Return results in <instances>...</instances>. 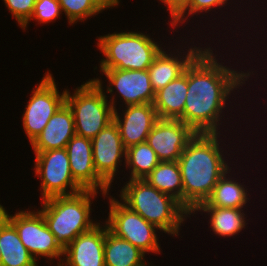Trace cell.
Masks as SVG:
<instances>
[{
    "label": "cell",
    "mask_w": 267,
    "mask_h": 266,
    "mask_svg": "<svg viewBox=\"0 0 267 266\" xmlns=\"http://www.w3.org/2000/svg\"><path fill=\"white\" fill-rule=\"evenodd\" d=\"M216 56L206 47L188 65L183 122L195 133H220L219 121L229 95L252 75L224 66Z\"/></svg>",
    "instance_id": "obj_1"
},
{
    "label": "cell",
    "mask_w": 267,
    "mask_h": 266,
    "mask_svg": "<svg viewBox=\"0 0 267 266\" xmlns=\"http://www.w3.org/2000/svg\"><path fill=\"white\" fill-rule=\"evenodd\" d=\"M220 135L196 133L177 161L183 185V206L190 213L206 201L218 180L231 170L219 146L223 142L219 140Z\"/></svg>",
    "instance_id": "obj_2"
},
{
    "label": "cell",
    "mask_w": 267,
    "mask_h": 266,
    "mask_svg": "<svg viewBox=\"0 0 267 266\" xmlns=\"http://www.w3.org/2000/svg\"><path fill=\"white\" fill-rule=\"evenodd\" d=\"M119 197L126 206L141 215L147 222L171 236H178L184 220L191 216L178 200L160 192L146 179H129L122 187Z\"/></svg>",
    "instance_id": "obj_3"
},
{
    "label": "cell",
    "mask_w": 267,
    "mask_h": 266,
    "mask_svg": "<svg viewBox=\"0 0 267 266\" xmlns=\"http://www.w3.org/2000/svg\"><path fill=\"white\" fill-rule=\"evenodd\" d=\"M98 192L83 190L69 196H55L42 200L38 210L54 234L57 242L65 249L77 236L89 231L98 222L91 219V201Z\"/></svg>",
    "instance_id": "obj_4"
},
{
    "label": "cell",
    "mask_w": 267,
    "mask_h": 266,
    "mask_svg": "<svg viewBox=\"0 0 267 266\" xmlns=\"http://www.w3.org/2000/svg\"><path fill=\"white\" fill-rule=\"evenodd\" d=\"M97 39V48L105 57L100 61V69L148 70L163 49L154 38L140 31L114 32Z\"/></svg>",
    "instance_id": "obj_5"
},
{
    "label": "cell",
    "mask_w": 267,
    "mask_h": 266,
    "mask_svg": "<svg viewBox=\"0 0 267 266\" xmlns=\"http://www.w3.org/2000/svg\"><path fill=\"white\" fill-rule=\"evenodd\" d=\"M102 83L94 77L77 87L72 95L66 89L65 103L72 111L76 135L93 139L113 121L114 109Z\"/></svg>",
    "instance_id": "obj_6"
},
{
    "label": "cell",
    "mask_w": 267,
    "mask_h": 266,
    "mask_svg": "<svg viewBox=\"0 0 267 266\" xmlns=\"http://www.w3.org/2000/svg\"><path fill=\"white\" fill-rule=\"evenodd\" d=\"M0 212L15 226L21 242L36 262L41 256L47 257L51 261L58 259L57 265H61L64 249L57 242L38 210L31 212L21 209V211L11 215L0 204Z\"/></svg>",
    "instance_id": "obj_7"
},
{
    "label": "cell",
    "mask_w": 267,
    "mask_h": 266,
    "mask_svg": "<svg viewBox=\"0 0 267 266\" xmlns=\"http://www.w3.org/2000/svg\"><path fill=\"white\" fill-rule=\"evenodd\" d=\"M109 203V216L105 223L111 233L132 243L145 254L161 253L155 225L113 196L109 197Z\"/></svg>",
    "instance_id": "obj_8"
},
{
    "label": "cell",
    "mask_w": 267,
    "mask_h": 266,
    "mask_svg": "<svg viewBox=\"0 0 267 266\" xmlns=\"http://www.w3.org/2000/svg\"><path fill=\"white\" fill-rule=\"evenodd\" d=\"M34 154L35 176L42 181L40 186L42 200L74 195L83 191L74 181L65 148L34 152Z\"/></svg>",
    "instance_id": "obj_9"
},
{
    "label": "cell",
    "mask_w": 267,
    "mask_h": 266,
    "mask_svg": "<svg viewBox=\"0 0 267 266\" xmlns=\"http://www.w3.org/2000/svg\"><path fill=\"white\" fill-rule=\"evenodd\" d=\"M31 93L22 118L23 129L30 144L43 131L49 119L65 103L66 89L61 94L52 74L46 72Z\"/></svg>",
    "instance_id": "obj_10"
},
{
    "label": "cell",
    "mask_w": 267,
    "mask_h": 266,
    "mask_svg": "<svg viewBox=\"0 0 267 266\" xmlns=\"http://www.w3.org/2000/svg\"><path fill=\"white\" fill-rule=\"evenodd\" d=\"M109 82L106 93L113 94L109 100L114 110L117 108L114 97L116 92L122 97L125 106L136 104H153L155 91L152 88L148 70H121V69H100Z\"/></svg>",
    "instance_id": "obj_11"
},
{
    "label": "cell",
    "mask_w": 267,
    "mask_h": 266,
    "mask_svg": "<svg viewBox=\"0 0 267 266\" xmlns=\"http://www.w3.org/2000/svg\"><path fill=\"white\" fill-rule=\"evenodd\" d=\"M91 142L95 170L111 186L123 158L126 161V148L114 120L91 139Z\"/></svg>",
    "instance_id": "obj_12"
},
{
    "label": "cell",
    "mask_w": 267,
    "mask_h": 266,
    "mask_svg": "<svg viewBox=\"0 0 267 266\" xmlns=\"http://www.w3.org/2000/svg\"><path fill=\"white\" fill-rule=\"evenodd\" d=\"M195 132L181 120L158 119L146 142L159 161H178Z\"/></svg>",
    "instance_id": "obj_13"
},
{
    "label": "cell",
    "mask_w": 267,
    "mask_h": 266,
    "mask_svg": "<svg viewBox=\"0 0 267 266\" xmlns=\"http://www.w3.org/2000/svg\"><path fill=\"white\" fill-rule=\"evenodd\" d=\"M65 149L74 181L83 190L100 191L104 197L108 195L111 187L97 174L93 164L91 139L75 134Z\"/></svg>",
    "instance_id": "obj_14"
},
{
    "label": "cell",
    "mask_w": 267,
    "mask_h": 266,
    "mask_svg": "<svg viewBox=\"0 0 267 266\" xmlns=\"http://www.w3.org/2000/svg\"><path fill=\"white\" fill-rule=\"evenodd\" d=\"M119 115L114 110L113 120L116 123L121 140L127 149L133 145L145 142L153 125L159 119L153 104L127 105ZM123 118H122V117Z\"/></svg>",
    "instance_id": "obj_15"
},
{
    "label": "cell",
    "mask_w": 267,
    "mask_h": 266,
    "mask_svg": "<svg viewBox=\"0 0 267 266\" xmlns=\"http://www.w3.org/2000/svg\"><path fill=\"white\" fill-rule=\"evenodd\" d=\"M105 223L77 236L65 249L60 266H105Z\"/></svg>",
    "instance_id": "obj_16"
},
{
    "label": "cell",
    "mask_w": 267,
    "mask_h": 266,
    "mask_svg": "<svg viewBox=\"0 0 267 266\" xmlns=\"http://www.w3.org/2000/svg\"><path fill=\"white\" fill-rule=\"evenodd\" d=\"M75 123L71 109L64 103L49 119L43 131L30 144L34 152L65 148L75 135Z\"/></svg>",
    "instance_id": "obj_17"
},
{
    "label": "cell",
    "mask_w": 267,
    "mask_h": 266,
    "mask_svg": "<svg viewBox=\"0 0 267 266\" xmlns=\"http://www.w3.org/2000/svg\"><path fill=\"white\" fill-rule=\"evenodd\" d=\"M204 48L190 46L183 55L169 54L162 49L148 68L152 88L155 92L182 75L186 67Z\"/></svg>",
    "instance_id": "obj_18"
},
{
    "label": "cell",
    "mask_w": 267,
    "mask_h": 266,
    "mask_svg": "<svg viewBox=\"0 0 267 266\" xmlns=\"http://www.w3.org/2000/svg\"><path fill=\"white\" fill-rule=\"evenodd\" d=\"M188 91V66L184 73L155 92L153 106L159 119L181 120Z\"/></svg>",
    "instance_id": "obj_19"
},
{
    "label": "cell",
    "mask_w": 267,
    "mask_h": 266,
    "mask_svg": "<svg viewBox=\"0 0 267 266\" xmlns=\"http://www.w3.org/2000/svg\"><path fill=\"white\" fill-rule=\"evenodd\" d=\"M1 266H38L21 242L15 226L0 212Z\"/></svg>",
    "instance_id": "obj_20"
},
{
    "label": "cell",
    "mask_w": 267,
    "mask_h": 266,
    "mask_svg": "<svg viewBox=\"0 0 267 266\" xmlns=\"http://www.w3.org/2000/svg\"><path fill=\"white\" fill-rule=\"evenodd\" d=\"M226 172L217 182L211 195L205 202L199 204L197 207H219V208H237L242 209L246 206L249 198L247 197V190L245 185L234 180ZM228 174V175H227ZM228 177V178H227Z\"/></svg>",
    "instance_id": "obj_21"
},
{
    "label": "cell",
    "mask_w": 267,
    "mask_h": 266,
    "mask_svg": "<svg viewBox=\"0 0 267 266\" xmlns=\"http://www.w3.org/2000/svg\"><path fill=\"white\" fill-rule=\"evenodd\" d=\"M145 253L132 243L115 236L105 223V266H140L145 263Z\"/></svg>",
    "instance_id": "obj_22"
},
{
    "label": "cell",
    "mask_w": 267,
    "mask_h": 266,
    "mask_svg": "<svg viewBox=\"0 0 267 266\" xmlns=\"http://www.w3.org/2000/svg\"><path fill=\"white\" fill-rule=\"evenodd\" d=\"M195 211L206 212L208 215L210 214V227L214 234L220 237H234L240 233L243 228L246 229V214L243 209L196 207L190 214H195Z\"/></svg>",
    "instance_id": "obj_23"
},
{
    "label": "cell",
    "mask_w": 267,
    "mask_h": 266,
    "mask_svg": "<svg viewBox=\"0 0 267 266\" xmlns=\"http://www.w3.org/2000/svg\"><path fill=\"white\" fill-rule=\"evenodd\" d=\"M145 179L151 186L173 196L183 205V185L177 161H160Z\"/></svg>",
    "instance_id": "obj_24"
},
{
    "label": "cell",
    "mask_w": 267,
    "mask_h": 266,
    "mask_svg": "<svg viewBox=\"0 0 267 266\" xmlns=\"http://www.w3.org/2000/svg\"><path fill=\"white\" fill-rule=\"evenodd\" d=\"M159 162L156 153L146 141L126 149L124 163L131 170L130 180L145 179Z\"/></svg>",
    "instance_id": "obj_25"
},
{
    "label": "cell",
    "mask_w": 267,
    "mask_h": 266,
    "mask_svg": "<svg viewBox=\"0 0 267 266\" xmlns=\"http://www.w3.org/2000/svg\"><path fill=\"white\" fill-rule=\"evenodd\" d=\"M68 23L73 25L96 16L105 9L115 7L109 0H58Z\"/></svg>",
    "instance_id": "obj_26"
},
{
    "label": "cell",
    "mask_w": 267,
    "mask_h": 266,
    "mask_svg": "<svg viewBox=\"0 0 267 266\" xmlns=\"http://www.w3.org/2000/svg\"><path fill=\"white\" fill-rule=\"evenodd\" d=\"M62 14L61 6L58 0H36L34 11L31 18L22 26L26 30L29 22L34 19L41 23H51L60 18Z\"/></svg>",
    "instance_id": "obj_27"
},
{
    "label": "cell",
    "mask_w": 267,
    "mask_h": 266,
    "mask_svg": "<svg viewBox=\"0 0 267 266\" xmlns=\"http://www.w3.org/2000/svg\"><path fill=\"white\" fill-rule=\"evenodd\" d=\"M227 1L228 0H191L189 7L171 24V26L173 28H177L175 26H178L179 23H184L185 20H188L187 17H189L190 15H198L199 13L201 14V12L204 11L205 13H208V11H212V8L214 9L216 7H219L218 9H220L221 6H226V4L228 3Z\"/></svg>",
    "instance_id": "obj_28"
},
{
    "label": "cell",
    "mask_w": 267,
    "mask_h": 266,
    "mask_svg": "<svg viewBox=\"0 0 267 266\" xmlns=\"http://www.w3.org/2000/svg\"><path fill=\"white\" fill-rule=\"evenodd\" d=\"M12 17L22 27L32 16L36 0H3Z\"/></svg>",
    "instance_id": "obj_29"
},
{
    "label": "cell",
    "mask_w": 267,
    "mask_h": 266,
    "mask_svg": "<svg viewBox=\"0 0 267 266\" xmlns=\"http://www.w3.org/2000/svg\"><path fill=\"white\" fill-rule=\"evenodd\" d=\"M191 0H164L167 11L170 13V24H172L190 5Z\"/></svg>",
    "instance_id": "obj_30"
},
{
    "label": "cell",
    "mask_w": 267,
    "mask_h": 266,
    "mask_svg": "<svg viewBox=\"0 0 267 266\" xmlns=\"http://www.w3.org/2000/svg\"><path fill=\"white\" fill-rule=\"evenodd\" d=\"M114 6H118L119 5V2L120 0H109Z\"/></svg>",
    "instance_id": "obj_31"
},
{
    "label": "cell",
    "mask_w": 267,
    "mask_h": 266,
    "mask_svg": "<svg viewBox=\"0 0 267 266\" xmlns=\"http://www.w3.org/2000/svg\"><path fill=\"white\" fill-rule=\"evenodd\" d=\"M140 266H150L149 263L147 264V262L143 263L142 265Z\"/></svg>",
    "instance_id": "obj_32"
},
{
    "label": "cell",
    "mask_w": 267,
    "mask_h": 266,
    "mask_svg": "<svg viewBox=\"0 0 267 266\" xmlns=\"http://www.w3.org/2000/svg\"><path fill=\"white\" fill-rule=\"evenodd\" d=\"M1 259H2V256H1V251H0V266H1Z\"/></svg>",
    "instance_id": "obj_33"
}]
</instances>
